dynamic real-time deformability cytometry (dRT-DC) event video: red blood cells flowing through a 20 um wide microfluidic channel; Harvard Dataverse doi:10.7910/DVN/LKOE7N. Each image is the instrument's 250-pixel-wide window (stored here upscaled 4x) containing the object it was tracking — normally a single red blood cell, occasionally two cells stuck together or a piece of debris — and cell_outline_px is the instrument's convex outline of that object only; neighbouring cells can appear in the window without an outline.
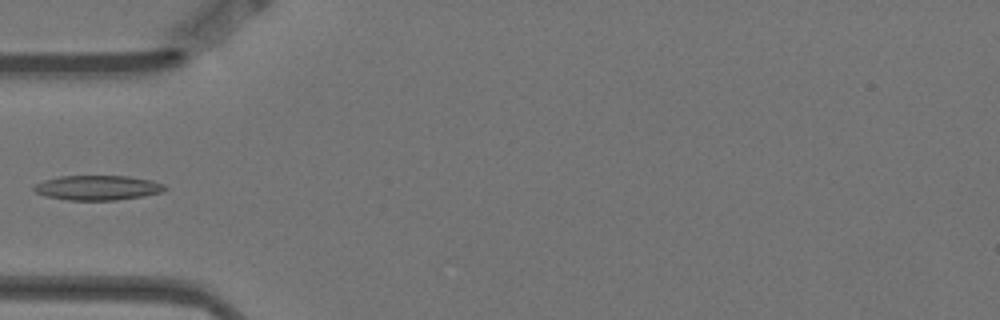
{"species": "Egyptian fruit bat (a non-hibernating species)", "species_latin": "Rousettus aegyptiacus", "temperature_condition": "warm", "stored_images_in_passage": 5, "camera_frame_rate_fps": 3000, "um_per_image_px": 0.085, "animal": {"sex": "female"}, "frame": {"image": 1, "passage_image": 5, "time_ms": 1.333, "image_size_px": [1000, 320], "cell_outline_px": [[168, 188], [160, 192], [144, 196], [116, 200], [68, 200], [48, 196], [36, 192], [32, 188], [36, 184], [44, 180], [60, 176], [128, 176], [152, 180], [164, 184]], "centroid_in_image_um": [8.33, 15.95], "position_along_channel_um": 76.7, "area_um2": 18.79}}